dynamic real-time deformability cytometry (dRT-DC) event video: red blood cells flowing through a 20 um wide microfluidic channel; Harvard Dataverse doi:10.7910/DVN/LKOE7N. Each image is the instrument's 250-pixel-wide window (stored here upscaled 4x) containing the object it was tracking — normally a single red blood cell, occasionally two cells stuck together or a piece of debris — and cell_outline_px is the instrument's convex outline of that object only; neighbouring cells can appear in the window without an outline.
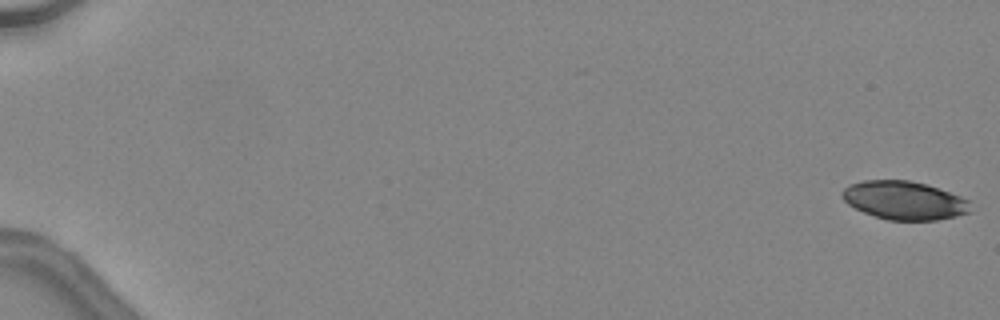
{"species": "common noctule bat (a hibernating species)", "species_latin": "Nyctalus noctula", "temperature_condition": "warm", "stored_images_in_passage": 41, "camera_frame_rate_fps": 3000, "um_per_image_px": 0.085, "animal": {"sex": "female", "body_mass_g": 24.6, "forearm_length_mm": 56.2}, "frame": {"image": 1, "passage_image": 1, "time_ms": 0.0, "image_size_px": [1000, 320], "cell_outline_px": [[972, 212], [956, 216], [936, 220], [888, 220], [864, 212], [848, 204], [840, 196], [840, 192], [848, 184], [864, 180], [908, 180], [924, 184], [960, 196], [968, 200]], "centroid_in_image_um": [76.83, 17.03], "position_along_channel_um": 8.2, "area_um2": 28.61}}
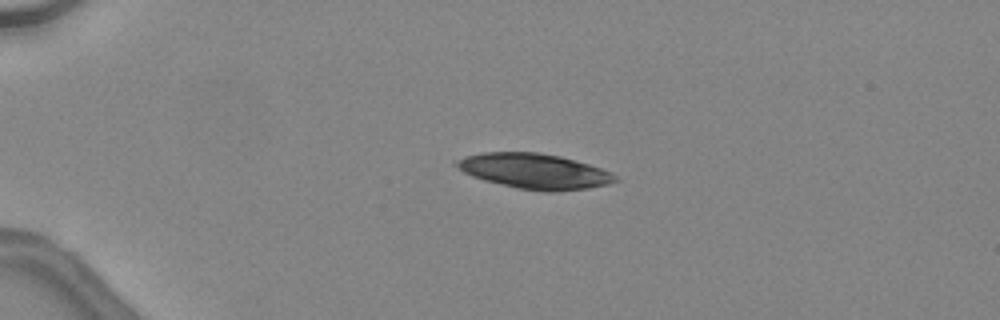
{"frame": {"image": 2, "passage_image": 13, "time_ms": 4.0, "image_size_px": [1000, 320], "cell_outline_px": [[620, 180], [608, 184], [588, 188], [556, 192], [544, 192], [516, 188], [484, 180], [472, 176], [464, 172], [452, 164], [452, 160], [464, 156], [480, 152], [540, 152], [560, 156], [588, 164], [612, 172]], "centroid_in_image_um": [45.39, 14.55], "position_along_channel_um": 39.6, "area_um2": 32.95}}